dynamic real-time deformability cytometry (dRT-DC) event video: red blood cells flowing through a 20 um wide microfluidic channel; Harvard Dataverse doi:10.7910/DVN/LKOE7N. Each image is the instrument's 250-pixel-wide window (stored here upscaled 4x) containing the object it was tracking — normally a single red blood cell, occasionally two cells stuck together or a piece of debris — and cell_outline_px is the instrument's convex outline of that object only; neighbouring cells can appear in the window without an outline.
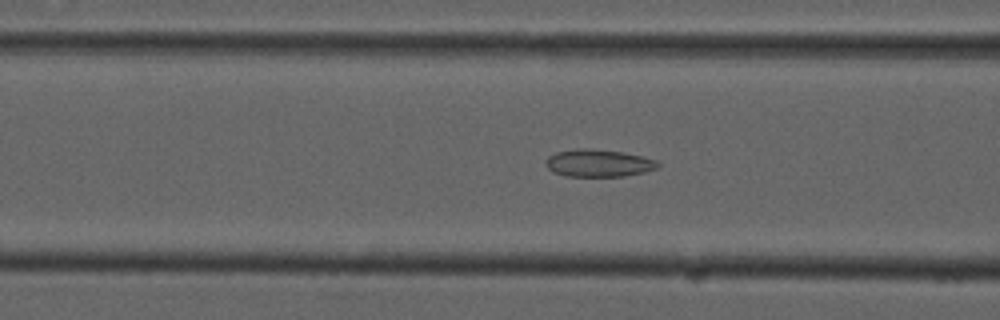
{"species": "common noctule bat (a hibernating species)", "species_latin": "Nyctalus noctula", "temperature_condition": "cold", "stored_images_in_passage": 45, "camera_frame_rate_fps": 3000, "um_per_image_px": 0.085, "animal": {"sex": "male", "forearm_length_mm": 52.5}, "frame": {"image": 1, "passage_image": 12, "time_ms": 3.667, "image_size_px": [1000, 320], "cell_outline_px": [[660, 164], [656, 168], [644, 172], [624, 176], [564, 176], [552, 172], [544, 164], [544, 160], [548, 156], [556, 152], [576, 148], [592, 148], [620, 152], [640, 156], [656, 160]], "centroid_in_image_um": [50.8, 13.86], "position_along_channel_um": 115.8, "area_um2": 17.98}}
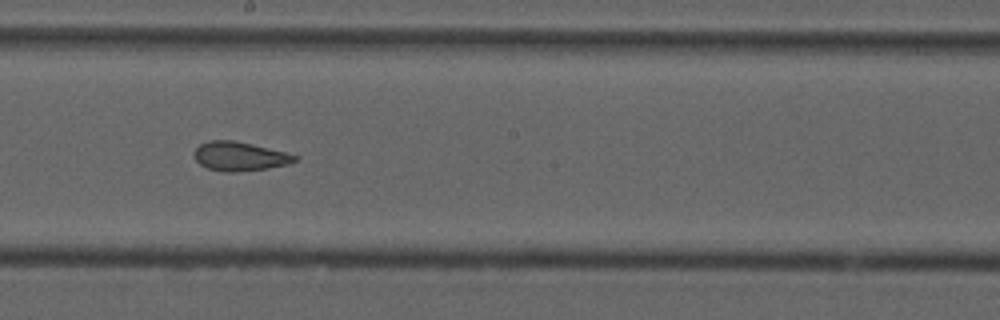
{"frame": {"image": 2, "passage_image": 21, "time_ms": 6.667, "image_size_px": [1000, 320], "cell_outline_px": [[300, 156], [296, 160], [288, 164], [264, 168], [232, 172], [224, 172], [208, 168], [200, 164], [196, 160], [196, 148], [200, 144], [208, 140], [232, 140], [252, 144]], "centroid_in_image_um": [20.37, 13.28], "position_along_channel_um": 227.8, "area_um2": 16.65}}
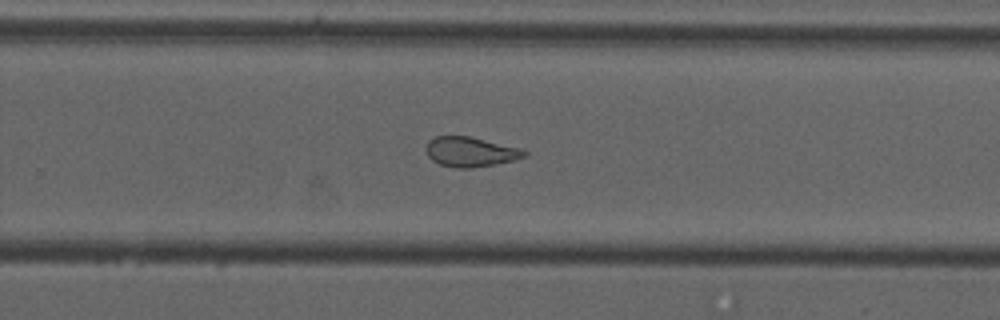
{"frame": {"image": 3, "passage_image": 26, "time_ms": 8.333, "image_size_px": [1000, 320], "cell_outline_px": [[528, 152], [524, 156], [512, 160], [496, 164], [472, 168], [452, 168], [440, 164], [432, 160], [428, 156], [428, 140], [436, 136], [468, 136], [520, 148]], "centroid_in_image_um": [39.98, 12.91], "position_along_channel_um": 289.8, "area_um2": 16.82}, "authors_computed_cell_mechanics": {"area_um2": 19.074, "velocity_mm_per_s": 3.7371, "shape_relaxation_time_tau1_ms": null, "shape_relaxation_time_tau2_ms": 2.1302, "deformation_change_tau1": null, "deformation_change_tau2": 0.0866}}